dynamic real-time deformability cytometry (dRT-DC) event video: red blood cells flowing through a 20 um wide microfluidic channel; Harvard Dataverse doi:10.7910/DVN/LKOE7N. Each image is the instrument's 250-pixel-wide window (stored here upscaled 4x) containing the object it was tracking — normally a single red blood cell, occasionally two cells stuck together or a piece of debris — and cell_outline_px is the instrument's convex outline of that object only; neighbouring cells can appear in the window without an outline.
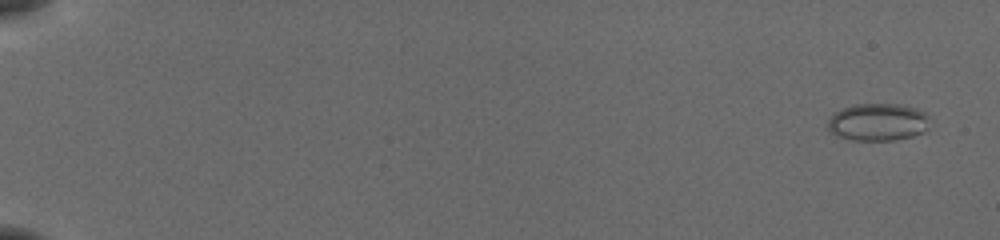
{"species": "common noctule bat (a hibernating species)", "species_latin": "Nyctalus noctula", "temperature_condition": "cold", "stored_images_in_passage": 55, "camera_frame_rate_fps": 3000, "um_per_image_px": 0.085, "animal": {"sex": "female", "body_mass_g": 19.5, "forearm_length_mm": 54.1}, "frame": {"image": 1, "passage_image": 3, "time_ms": 0.667, "image_size_px": [1000, 240], "cell_outline_px": [[928, 128], [924, 132], [912, 136], [892, 140], [852, 140], [840, 136], [832, 132], [828, 128], [828, 120], [836, 112], [852, 104], [900, 104], [916, 108], [924, 112], [928, 116]], "centroid_in_image_um": [74.65, 10.37], "position_along_channel_um": 10.4, "area_um2": 22.08}}
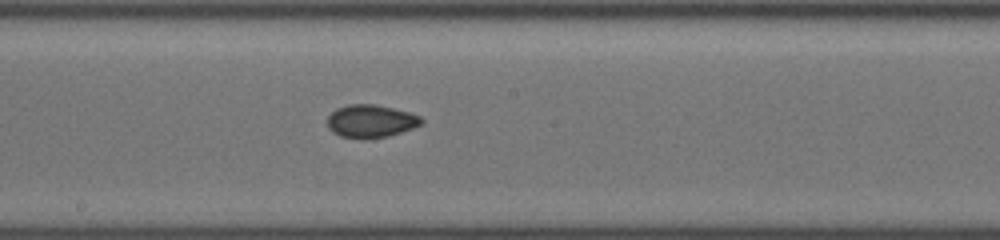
{"frame": {"image": 2, "passage_image": 33, "time_ms": 10.667, "image_size_px": [1000, 240], "cell_outline_px": [[424, 120], [420, 124], [412, 128], [388, 136], [364, 140], [340, 136], [332, 132], [328, 128], [328, 116], [336, 108], [348, 104], [376, 104], [408, 112], [420, 116]], "centroid_in_image_um": [31.48, 10.3], "position_along_channel_um": 216.7, "area_um2": 18.09}}
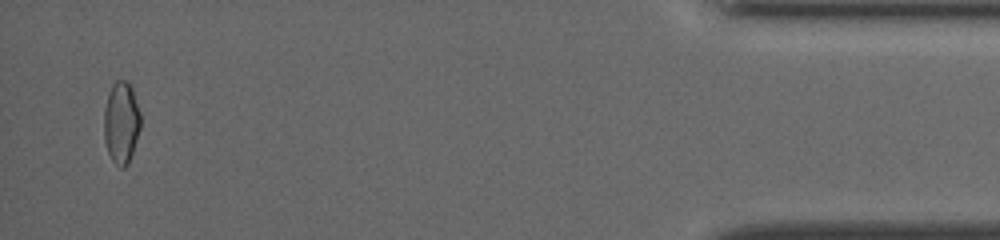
{"frame": {"image": 3, "passage_image": 54, "time_ms": 17.667, "image_size_px": [1000, 240], "cell_outline_px": [[140, 128], [128, 164], [124, 168], [120, 168], [112, 160], [108, 152], [104, 140], [104, 108], [108, 92], [112, 84], [116, 80], [128, 80], [132, 88], [140, 112]], "centroid_in_image_um": [10.3, 10.39], "position_along_channel_um": 424.9, "area_um2": 17.57}, "authors_computed_cell_mechanics": {"area_um2": 17.7446, "velocity_mm_per_s": 3.9334, "shape_relaxation_time_tau1_ms": null, "shape_relaxation_time_tau2_ms": 1.8796, "deformation_change_tau1": null, "deformation_change_tau2": 0.0526}}